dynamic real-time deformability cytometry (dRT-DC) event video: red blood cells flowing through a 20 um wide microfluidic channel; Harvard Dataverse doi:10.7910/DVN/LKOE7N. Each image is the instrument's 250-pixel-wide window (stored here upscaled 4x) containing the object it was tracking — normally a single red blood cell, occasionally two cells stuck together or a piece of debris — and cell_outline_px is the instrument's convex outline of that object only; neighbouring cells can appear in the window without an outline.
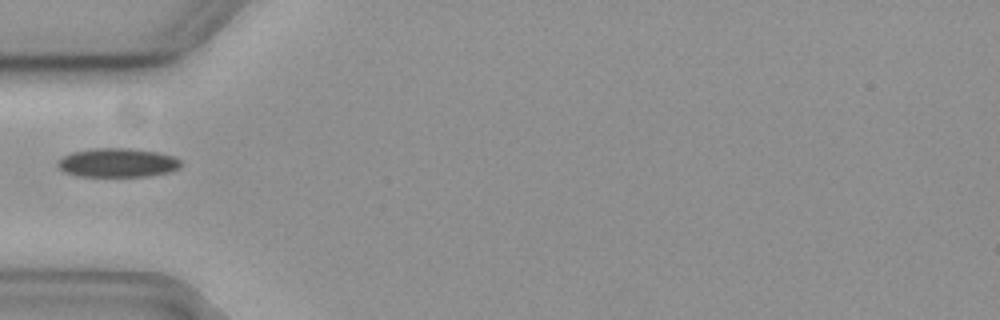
{"species": "common noctule bat (a hibernating species)", "species_latin": "Nyctalus noctula", "temperature_condition": "cold", "stored_images_in_passage": 3, "camera_frame_rate_fps": 3000, "um_per_image_px": 0.085, "animal": {"sex": "female", "body_mass_g": 19.3, "forearm_length_mm": 54.1}, "frame": {"image": 1, "passage_image": 3, "time_ms": 0.667, "image_size_px": [1000, 320], "cell_outline_px": [[184, 164], [180, 168], [168, 172], [148, 176], [76, 176], [64, 172], [56, 164], [56, 160], [72, 152], [92, 148], [128, 148], [156, 152], [172, 156], [180, 160]], "centroid_in_image_um": [9.97, 13.83], "position_along_channel_um": 75.0, "area_um2": 20.87}}